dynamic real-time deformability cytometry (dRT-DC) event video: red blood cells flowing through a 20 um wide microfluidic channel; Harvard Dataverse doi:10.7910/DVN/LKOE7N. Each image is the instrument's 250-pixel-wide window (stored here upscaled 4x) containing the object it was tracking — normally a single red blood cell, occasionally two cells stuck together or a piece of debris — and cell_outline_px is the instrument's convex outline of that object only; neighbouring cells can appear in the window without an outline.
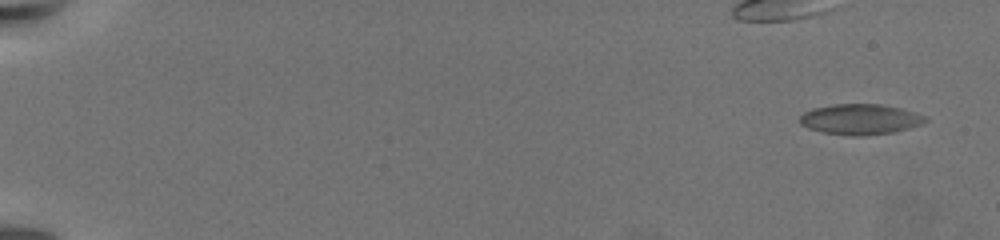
{"species": "common noctule bat (a hibernating species)", "species_latin": "Nyctalus noctula", "temperature_condition": "warm", "stored_images_in_passage": 11, "camera_frame_rate_fps": 3000, "um_per_image_px": 0.085, "animal": {"sex": "female", "body_mass_g": 19.5, "forearm_length_mm": 54.1}, "frame": {"image": 1, "passage_image": 2, "time_ms": 1.0, "image_size_px": [1000, 240], "cell_outline_px": [[928, 120], [920, 124], [896, 132], [864, 136], [852, 136], [824, 132], [808, 128], [800, 124], [800, 116], [804, 112], [812, 108], [832, 104], [880, 104], [900, 108], [928, 116]], "centroid_in_image_um": [73.12, 10.14], "position_along_channel_um": 11.9, "area_um2": 22.43}}
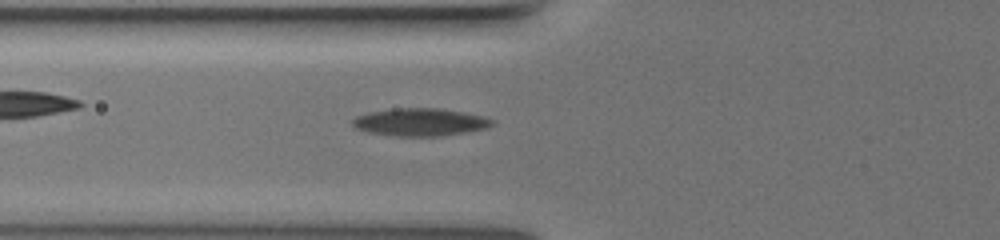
{"frame": {"image": 2, "passage_image": 11, "time_ms": 9.333, "image_size_px": [1000, 240], "cell_outline_px": [[496, 124], [488, 128], [440, 136], [396, 136], [368, 132], [356, 128], [352, 124], [352, 120], [356, 116], [368, 112], [392, 108], [440, 108], [484, 116], [496, 120]], "centroid_in_image_um": [35.74, 10.37], "position_along_channel_um": 90.1, "area_um2": 22.66}}